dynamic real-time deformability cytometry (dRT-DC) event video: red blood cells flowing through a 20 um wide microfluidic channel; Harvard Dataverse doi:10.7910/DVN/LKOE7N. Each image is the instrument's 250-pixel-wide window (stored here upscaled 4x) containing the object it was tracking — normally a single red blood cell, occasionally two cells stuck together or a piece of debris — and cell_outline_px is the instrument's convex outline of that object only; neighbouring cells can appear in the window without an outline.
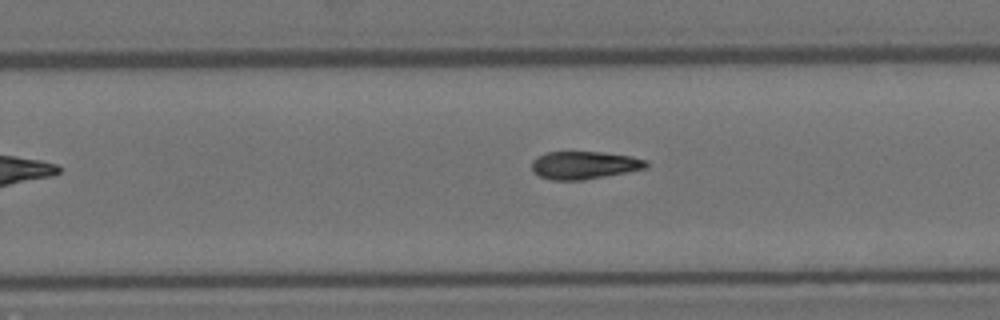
{"species": "Egyptian fruit bat (a non-hibernating species)", "species_latin": "Rousettus aegyptiacus", "temperature_condition": "room temperature", "stored_images_in_passage": 12, "camera_frame_rate_fps": 3000, "um_per_image_px": 0.085, "animal": {"sex": "female"}, "frame": {"image": 1, "passage_image": 7, "time_ms": 2.0, "image_size_px": [1000, 320], "cell_outline_px": [[648, 168], [628, 172], [584, 180], [552, 180], [540, 176], [532, 172], [532, 160], [536, 156], [548, 152], [604, 152], [632, 156], [648, 160]], "centroid_in_image_um": [49.68, 14.04], "position_along_channel_um": 280.1, "area_um2": 18.79}}
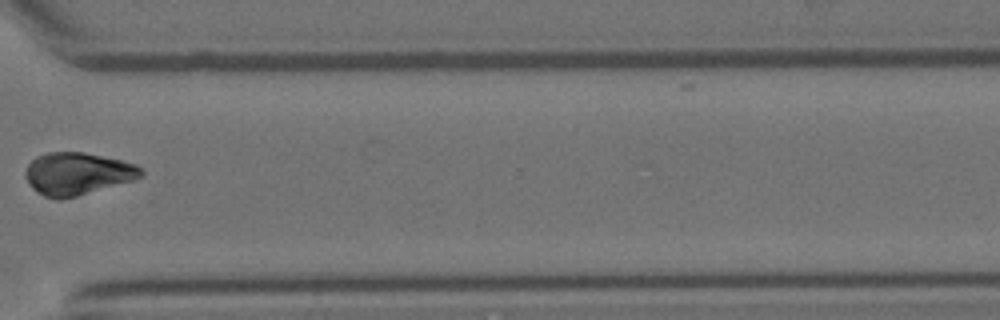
{"frame": {"image": 2, "passage_image": 9, "time_ms": 2.667, "image_size_px": [1000, 320], "cell_outline_px": [[144, 176], [132, 180], [76, 196], [60, 200], [56, 200], [44, 196], [36, 192], [28, 184], [24, 176], [24, 172], [28, 164], [36, 156], [48, 152], [84, 152], [120, 160], [136, 164], [144, 172]], "centroid_in_image_um": [6.53, 14.77], "position_along_channel_um": 364.1, "area_um2": 28.61}}